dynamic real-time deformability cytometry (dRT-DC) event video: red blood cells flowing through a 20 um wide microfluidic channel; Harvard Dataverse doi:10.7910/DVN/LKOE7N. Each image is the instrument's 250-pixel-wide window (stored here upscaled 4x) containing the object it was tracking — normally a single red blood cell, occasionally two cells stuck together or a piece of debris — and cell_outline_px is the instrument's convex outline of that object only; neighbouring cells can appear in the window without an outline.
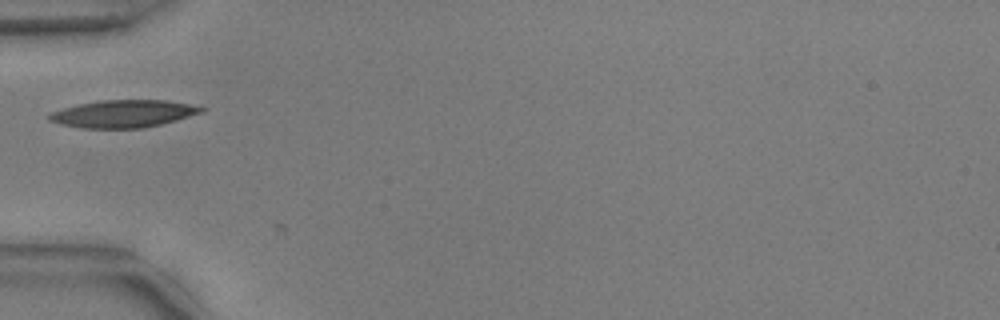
{"species": "common noctule bat (a hibernating species)", "species_latin": "Nyctalus noctula", "temperature_condition": "warm", "stored_images_in_passage": 22, "camera_frame_rate_fps": 3000, "um_per_image_px": 0.085, "animal": {"sex": "male", "body_mass_g": 17.9, "forearm_length_mm": 54.2}, "frame": {"image": 1, "passage_image": 1, "time_ms": 0.0, "image_size_px": [1000, 320], "cell_outline_px": [[208, 108], [204, 112], [176, 120], [160, 124], [140, 128], [80, 128], [60, 124], [48, 120], [48, 116], [52, 112], [76, 104], [100, 100], [168, 100]], "centroid_in_image_um": [10.49, 9.66], "position_along_channel_um": 74.5, "area_um2": 24.33}}
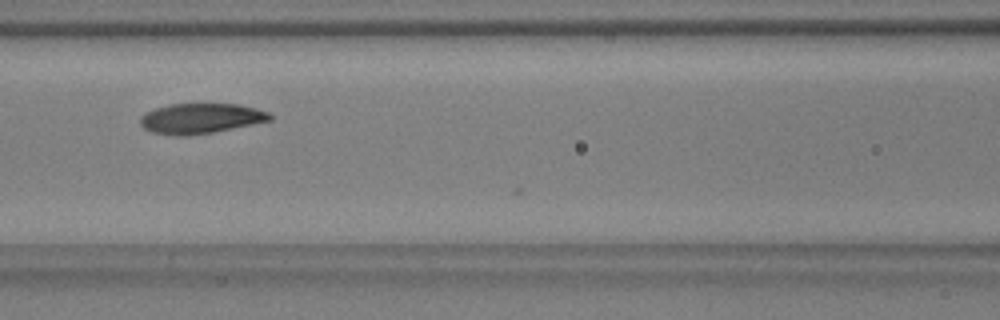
{"frame": {"image": 2, "passage_image": 7, "time_ms": 2.0, "image_size_px": [1000, 320], "cell_outline_px": [[272, 120], [212, 132], [188, 136], [176, 136], [152, 132], [144, 128], [140, 124], [140, 116], [156, 108], [172, 104], [240, 104], [256, 108], [268, 112], [272, 116]], "centroid_in_image_um": [17.06, 10.07], "position_along_channel_um": 149.5, "area_um2": 22.66}}
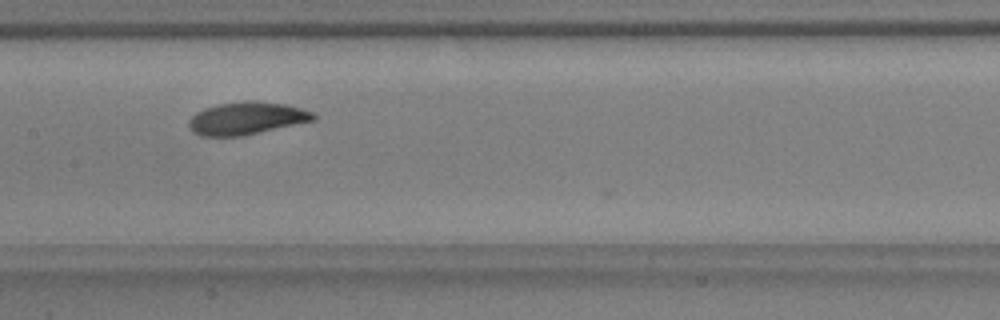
{"frame": {"image": 3, "passage_image": 10, "time_ms": 3.0, "image_size_px": [1000, 320], "cell_outline_px": [[316, 120], [244, 136], [200, 136], [192, 132], [188, 128], [188, 120], [196, 112], [204, 108], [220, 104], [244, 100], [252, 100], [284, 104], [300, 108], [312, 112], [316, 116]], "centroid_in_image_um": [20.93, 10.06], "position_along_channel_um": 186.5, "area_um2": 23.87}}